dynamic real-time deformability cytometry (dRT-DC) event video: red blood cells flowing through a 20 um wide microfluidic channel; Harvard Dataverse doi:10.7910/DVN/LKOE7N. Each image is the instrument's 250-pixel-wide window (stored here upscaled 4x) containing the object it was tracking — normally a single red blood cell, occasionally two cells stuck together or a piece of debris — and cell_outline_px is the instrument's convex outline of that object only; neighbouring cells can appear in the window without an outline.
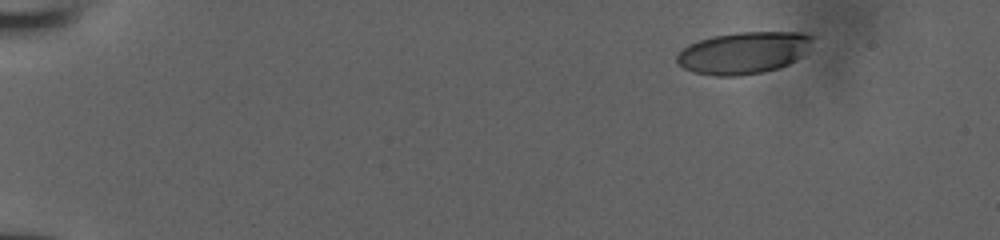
{"species": "human", "species_latin": "Homo sapiens", "temperature_condition": "room temperature", "stored_images_in_passage": 46, "camera_frame_rate_fps": 3000, "um_per_image_px": 0.085, "donor": {"sex": "male"}, "frame": {"image": 1, "passage_image": 1, "time_ms": 0.0, "image_size_px": [1000, 240], "cell_outline_px": [[812, 36], [800, 56], [788, 64], [764, 72], [740, 76], [716, 76], [692, 72], [684, 68], [676, 60], [676, 56], [688, 44], [712, 36], [736, 32], [800, 32]], "centroid_in_image_um": [63.12, 4.49], "position_along_channel_um": 21.9, "area_um2": 32.66}}
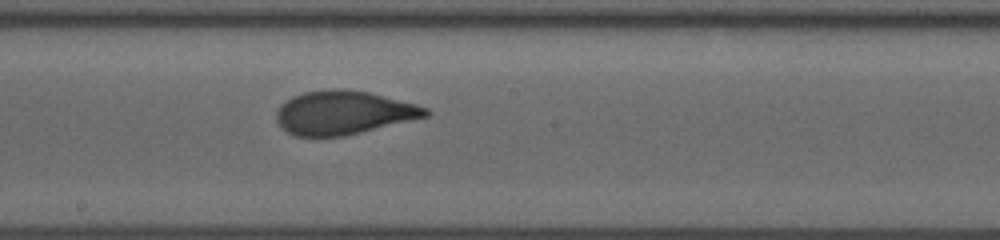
{"frame": {"image": 2, "passage_image": 25, "time_ms": 8.0, "image_size_px": [1000, 240], "cell_outline_px": [[432, 112], [428, 116], [344, 136], [296, 136], [288, 132], [276, 120], [276, 112], [292, 96], [304, 92], [332, 88], [340, 88], [368, 92], [416, 104], [428, 108]], "centroid_in_image_um": [29.22, 9.57], "position_along_channel_um": 219.0, "area_um2": 37.57}}
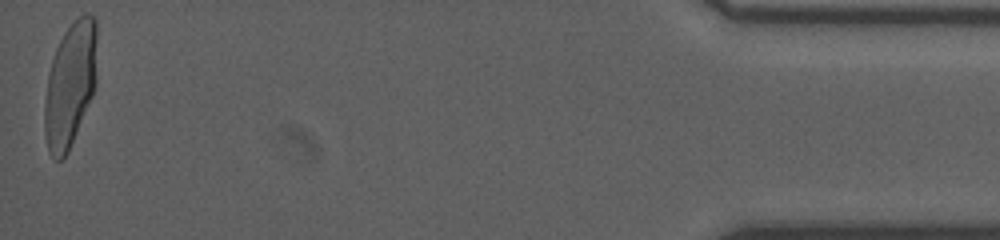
{"frame": {"image": 3, "passage_image": 46, "time_ms": 15.0, "image_size_px": [1000, 240], "cell_outline_px": [[96, 84], [92, 96], [68, 152], [60, 160], [52, 160], [48, 152], [44, 132], [44, 104], [48, 76], [52, 60], [56, 48], [64, 32], [84, 12], [88, 12], [96, 16]], "centroid_in_image_um": [5.96, 7.21], "position_along_channel_um": 429.2, "area_um2": 38.21}}